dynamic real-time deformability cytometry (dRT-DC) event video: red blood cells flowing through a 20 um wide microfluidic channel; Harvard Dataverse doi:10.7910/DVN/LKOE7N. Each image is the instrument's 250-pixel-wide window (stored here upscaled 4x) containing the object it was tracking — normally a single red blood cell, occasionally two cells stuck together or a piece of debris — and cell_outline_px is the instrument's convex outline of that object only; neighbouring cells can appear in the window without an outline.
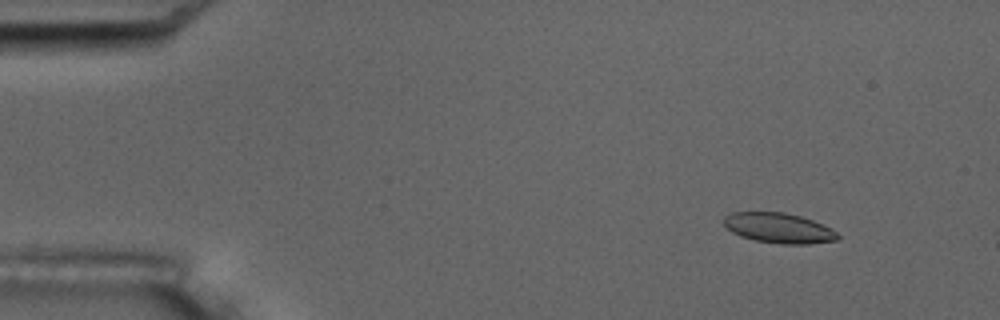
{"species": "common noctule bat (a hibernating species)", "species_latin": "Nyctalus noctula", "temperature_condition": "room temperature", "stored_images_in_passage": 5, "camera_frame_rate_fps": 3000, "um_per_image_px": 0.085, "animal": {"sex": "male", "body_mass_g": 17.5, "forearm_length_mm": 52.3}, "frame": {"image": 1, "passage_image": 2, "time_ms": 1.0, "image_size_px": [1000, 320], "cell_outline_px": [[840, 236], [836, 240], [808, 244], [780, 244], [756, 240], [740, 236], [732, 232], [724, 224], [724, 216], [732, 212], [784, 212], [800, 216], [812, 220], [832, 228]], "centroid_in_image_um": [66.2, 19.38], "position_along_channel_um": 18.8, "area_um2": 19.94}}